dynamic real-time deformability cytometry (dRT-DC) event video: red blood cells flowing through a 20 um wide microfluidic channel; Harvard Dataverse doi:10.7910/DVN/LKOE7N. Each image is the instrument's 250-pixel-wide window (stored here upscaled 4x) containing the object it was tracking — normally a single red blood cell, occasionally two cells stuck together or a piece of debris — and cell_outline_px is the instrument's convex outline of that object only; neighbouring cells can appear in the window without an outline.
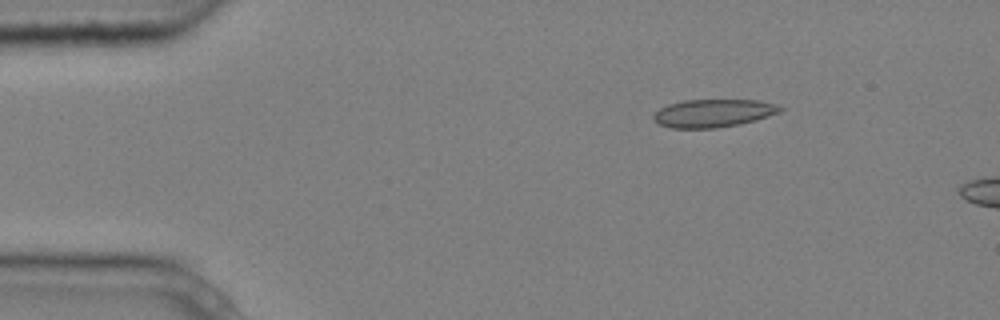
{"species": "common noctule bat (a hibernating species)", "species_latin": "Nyctalus noctula", "temperature_condition": "cold", "stored_images_in_passage": 4, "camera_frame_rate_fps": 3000, "um_per_image_px": 0.085, "animal": {"sex": "male", "body_mass_g": 20.4}, "frame": {"image": 1, "passage_image": 2, "time_ms": 0.333, "image_size_px": [1000, 320], "cell_outline_px": [[784, 108], [780, 112], [756, 120], [740, 124], [716, 128], [672, 128], [660, 124], [652, 120], [652, 116], [660, 108], [668, 104], [684, 100], [760, 100], [780, 104]], "centroid_in_image_um": [60.66, 9.61], "position_along_channel_um": 24.3, "area_um2": 20.81}}